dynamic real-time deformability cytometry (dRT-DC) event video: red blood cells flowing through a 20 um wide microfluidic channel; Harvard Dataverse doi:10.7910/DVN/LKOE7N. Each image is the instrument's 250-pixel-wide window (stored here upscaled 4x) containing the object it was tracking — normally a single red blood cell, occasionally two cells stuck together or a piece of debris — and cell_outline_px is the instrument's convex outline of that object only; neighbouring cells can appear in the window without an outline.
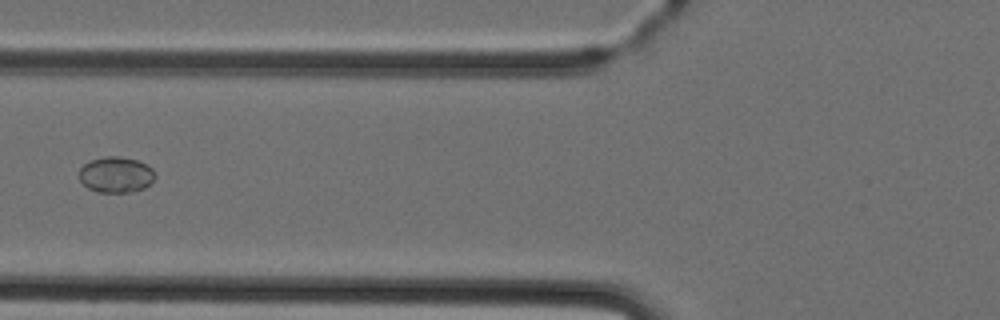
{"species": "Egyptian fruit bat (a non-hibernating species)", "species_latin": "Rousettus aegyptiacus", "temperature_condition": "cold", "stored_images_in_passage": 5, "camera_frame_rate_fps": 3000, "um_per_image_px": 0.085, "animal": {"sex": "female"}, "frame": {"image": 1, "passage_image": 5, "time_ms": 4.667, "image_size_px": [1000, 320], "cell_outline_px": [[156, 176], [144, 188], [132, 192], [96, 192], [88, 188], [80, 180], [80, 168], [84, 164], [92, 160], [104, 156], [120, 156], [136, 160], [152, 168]], "centroid_in_image_um": [9.85, 14.85], "position_along_channel_um": 116.0, "area_um2": 15.72}}